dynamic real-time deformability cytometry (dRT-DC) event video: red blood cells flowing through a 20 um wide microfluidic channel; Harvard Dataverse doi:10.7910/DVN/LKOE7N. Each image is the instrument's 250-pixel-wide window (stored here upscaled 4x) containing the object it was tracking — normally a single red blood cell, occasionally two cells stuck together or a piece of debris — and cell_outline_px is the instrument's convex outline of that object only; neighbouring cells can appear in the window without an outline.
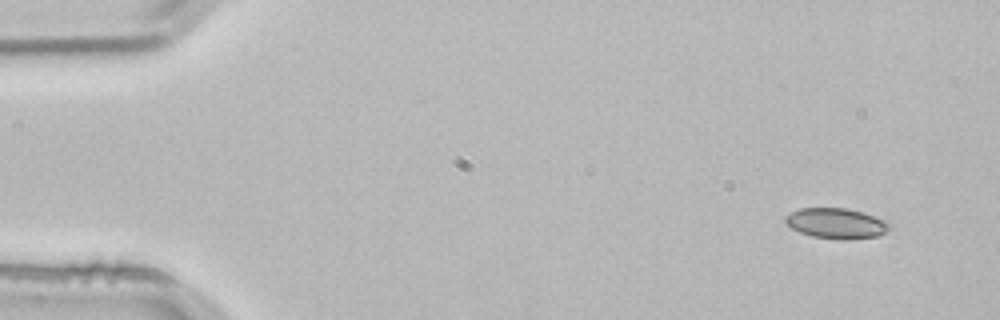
{"species": "common noctule bat (a hibernating species)", "species_latin": "Nyctalus noctula", "temperature_condition": "room temperature", "stored_images_in_passage": 3, "segment_of_instrument_passage": [2, 2], "camera_frame_rate_fps": 3000, "um_per_image_px": 0.085, "animal": {"sex": "male", "body_mass_g": 21.5, "forearm_length_mm": 52.0}, "frame": {"image": 1, "passage_image": 3, "time_ms": 0.667, "image_size_px": [1000, 320], "cell_outline_px": [[892, 228], [876, 236], [812, 236], [800, 232], [792, 228], [784, 220], [784, 216], [800, 208], [844, 208], [860, 212], [888, 220], [892, 224]], "centroid_in_image_um": [71.08, 18.92], "position_along_channel_um": 13.9, "area_um2": 17.46}}